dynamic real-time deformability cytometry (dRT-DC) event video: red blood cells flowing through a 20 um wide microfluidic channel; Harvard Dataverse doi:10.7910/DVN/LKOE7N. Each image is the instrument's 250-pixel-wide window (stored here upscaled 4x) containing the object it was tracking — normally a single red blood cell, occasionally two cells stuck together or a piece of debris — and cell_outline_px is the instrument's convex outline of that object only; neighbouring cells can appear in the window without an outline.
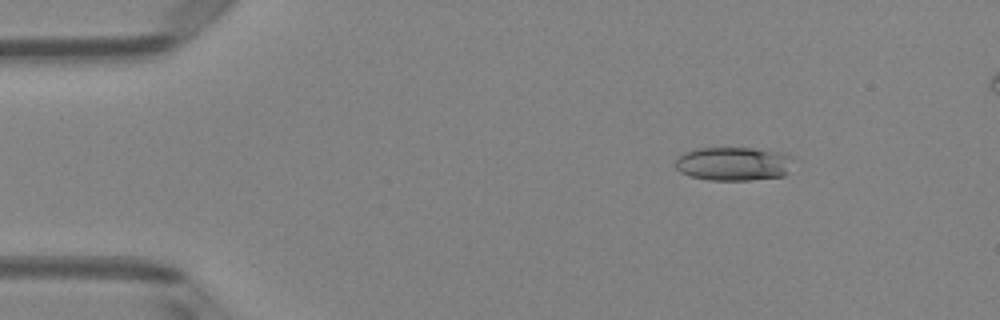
{"species": "Egyptian fruit bat (a non-hibernating species)", "species_latin": "Rousettus aegyptiacus", "temperature_condition": "room temperature", "stored_images_in_passage": 5, "camera_frame_rate_fps": 3000, "um_per_image_px": 0.085, "animal": {"sex": "female"}, "frame": {"image": 1, "passage_image": 2, "time_ms": 0.333, "image_size_px": [1000, 320], "cell_outline_px": [[792, 156], [788, 172], [784, 176], [748, 180], [708, 180], [692, 176], [680, 172], [676, 168], [676, 160], [684, 152], [696, 148], [756, 148], [784, 152]], "centroid_in_image_um": [62.36, 13.91], "position_along_channel_um": 22.6, "area_um2": 23.24}}